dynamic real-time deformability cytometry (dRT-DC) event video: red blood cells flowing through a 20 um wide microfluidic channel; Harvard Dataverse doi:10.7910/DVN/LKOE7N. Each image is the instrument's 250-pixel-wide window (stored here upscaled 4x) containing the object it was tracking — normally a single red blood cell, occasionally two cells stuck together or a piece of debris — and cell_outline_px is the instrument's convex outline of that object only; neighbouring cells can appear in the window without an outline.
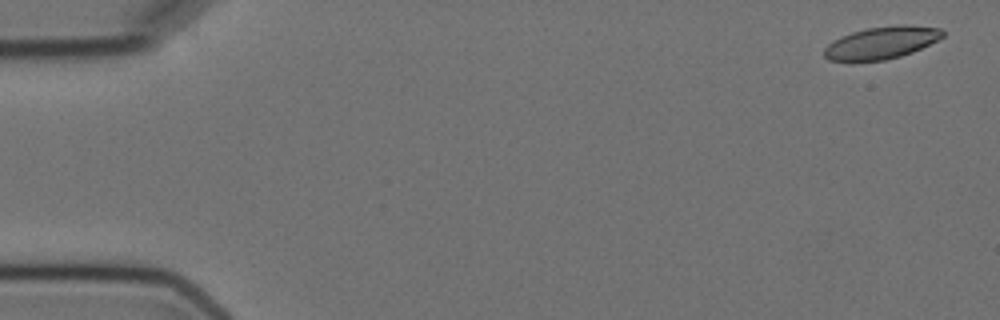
{"species": "Egyptian fruit bat (a non-hibernating species)", "species_latin": "Rousettus aegyptiacus", "temperature_condition": "cold", "stored_images_in_passage": 4, "camera_frame_rate_fps": 3000, "um_per_image_px": 0.085, "animal": {"sex": "female"}, "frame": {"image": 1, "passage_image": 1, "time_ms": 0.0, "image_size_px": [1000, 320], "cell_outline_px": [[944, 36], [912, 52], [900, 56], [884, 60], [828, 60], [824, 56], [824, 48], [832, 40], [840, 36], [852, 32], [868, 28], [900, 24], [904, 24], [940, 28], [944, 32]], "centroid_in_image_um": [74.91, 3.61], "position_along_channel_um": 10.1, "area_um2": 22.02}}
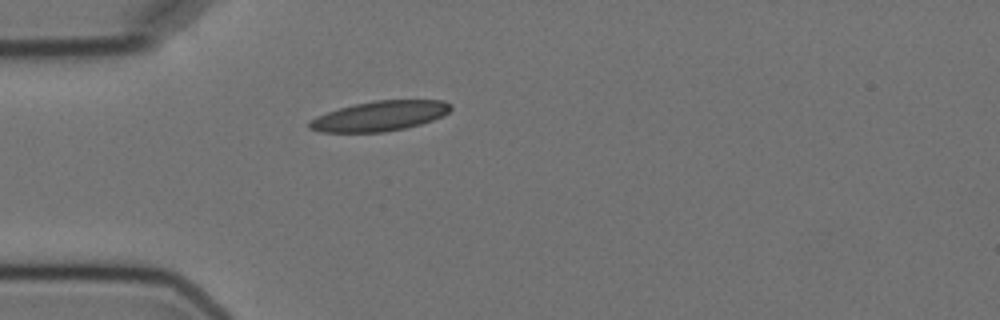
{"frame": {"image": 2, "passage_image": 4, "time_ms": 4.667, "image_size_px": [1000, 320], "cell_outline_px": [[452, 108], [444, 116], [420, 124], [404, 128], [384, 132], [320, 132], [308, 128], [308, 124], [316, 116], [340, 108], [356, 104], [376, 100], [444, 100], [452, 104]], "centroid_in_image_um": [32.31, 9.86], "position_along_channel_um": 52.7, "area_um2": 24.57}}